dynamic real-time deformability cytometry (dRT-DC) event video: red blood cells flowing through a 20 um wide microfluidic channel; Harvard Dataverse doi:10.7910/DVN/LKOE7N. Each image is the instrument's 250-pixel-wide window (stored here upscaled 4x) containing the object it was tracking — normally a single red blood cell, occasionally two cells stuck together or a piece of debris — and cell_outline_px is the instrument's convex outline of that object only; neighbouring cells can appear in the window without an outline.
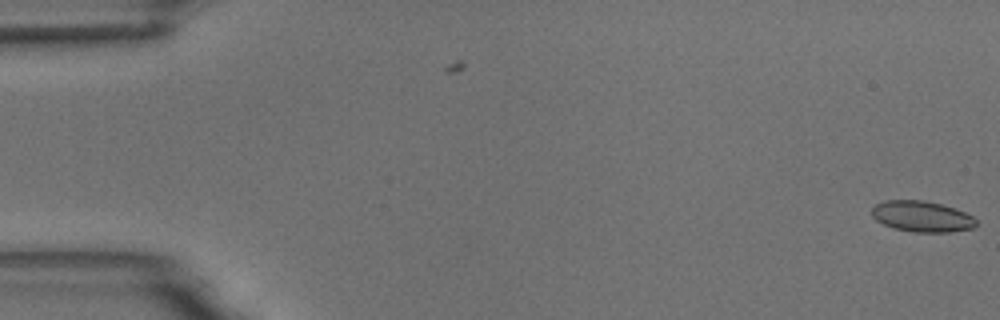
{"species": "common noctule bat (a hibernating species)", "species_latin": "Nyctalus noctula", "temperature_condition": "room temperature", "stored_images_in_passage": 3, "camera_frame_rate_fps": 3000, "um_per_image_px": 0.085, "animal": {"sex": "male", "body_mass_g": 18.8}, "frame": {"image": 1, "passage_image": 3, "time_ms": 0.667, "image_size_px": [1000, 320], "cell_outline_px": [[976, 224], [972, 228], [948, 232], [912, 232], [892, 228], [876, 220], [872, 216], [872, 208], [876, 204], [884, 200], [924, 200], [940, 204], [964, 212], [972, 216], [976, 220]], "centroid_in_image_um": [78.32, 18.4], "position_along_channel_um": 6.7, "area_um2": 18.67}}